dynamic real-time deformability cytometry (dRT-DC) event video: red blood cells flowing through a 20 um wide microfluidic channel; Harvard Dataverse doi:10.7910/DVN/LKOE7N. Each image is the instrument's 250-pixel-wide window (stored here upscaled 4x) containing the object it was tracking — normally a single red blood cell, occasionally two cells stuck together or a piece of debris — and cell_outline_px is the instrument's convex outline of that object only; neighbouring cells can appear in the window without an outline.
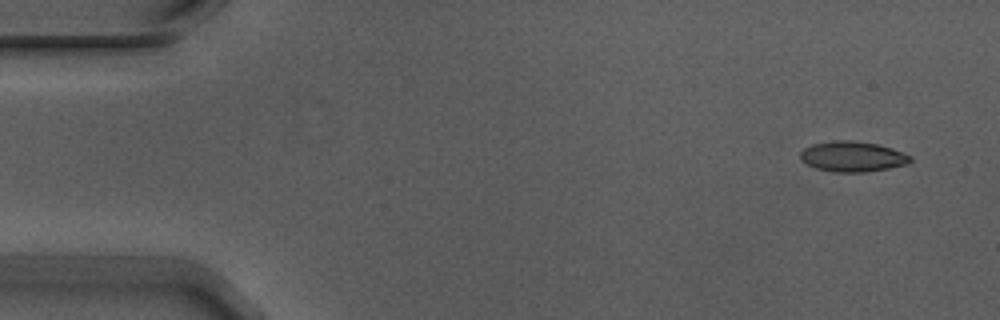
{"species": "Egyptian fruit bat (a non-hibernating species)", "species_latin": "Rousettus aegyptiacus", "temperature_condition": "warm", "stored_images_in_passage": 5, "segment_of_instrument_passage": [1, 2], "camera_frame_rate_fps": 3000, "um_per_image_px": 0.085, "animal": {"sex": "male"}, "frame": {"image": 1, "passage_image": 1, "time_ms": 0.0, "image_size_px": [1000, 320], "cell_outline_px": [[912, 160], [908, 164], [888, 168], [864, 172], [836, 172], [816, 168], [800, 160], [800, 152], [804, 148], [812, 144], [836, 140], [848, 140], [880, 144], [892, 148], [912, 156]], "centroid_in_image_um": [72.48, 13.3], "position_along_channel_um": 12.5, "area_um2": 19.48}}